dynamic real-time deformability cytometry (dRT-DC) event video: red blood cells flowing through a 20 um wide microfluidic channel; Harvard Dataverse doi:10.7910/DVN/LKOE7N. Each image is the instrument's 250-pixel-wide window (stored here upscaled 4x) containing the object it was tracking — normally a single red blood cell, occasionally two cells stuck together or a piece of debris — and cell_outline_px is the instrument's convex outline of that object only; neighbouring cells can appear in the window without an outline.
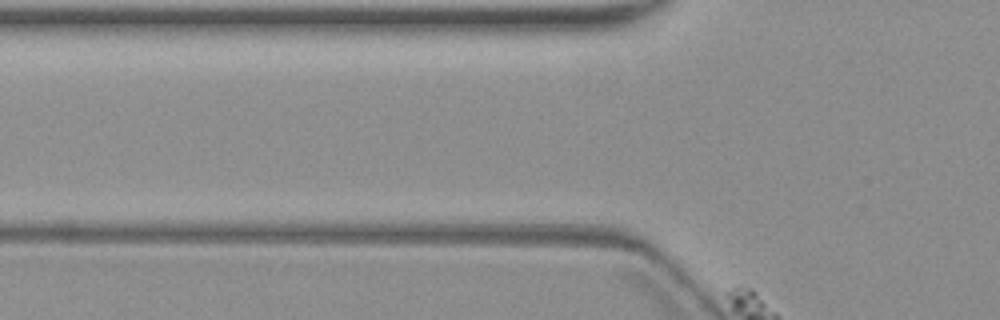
{"species": "common noctule bat (a hibernating species)", "species_latin": "Nyctalus noctula", "temperature_condition": "warm", "stored_images_in_passage": 3, "segment_of_instrument_passage": [1, 2], "camera_frame_rate_fps": 3000, "um_per_image_px": 0.085, "animal": {"sex": "female", "body_mass_g": 19.3, "forearm_length_mm": 54.1}, "frame": {"image": 1, "passage_image": 2, "time_ms": 1.333, "image_size_px": [1000, 320], "cell_outline_px": [[636, 252], [632, 252], [476, 244], [476, 240], [484, 236], [564, 236], [616, 244], [632, 248]], "centroid_in_image_um": [46.95, 20.65], "position_along_channel_um": 78.9, "area_um2": 10.81}}